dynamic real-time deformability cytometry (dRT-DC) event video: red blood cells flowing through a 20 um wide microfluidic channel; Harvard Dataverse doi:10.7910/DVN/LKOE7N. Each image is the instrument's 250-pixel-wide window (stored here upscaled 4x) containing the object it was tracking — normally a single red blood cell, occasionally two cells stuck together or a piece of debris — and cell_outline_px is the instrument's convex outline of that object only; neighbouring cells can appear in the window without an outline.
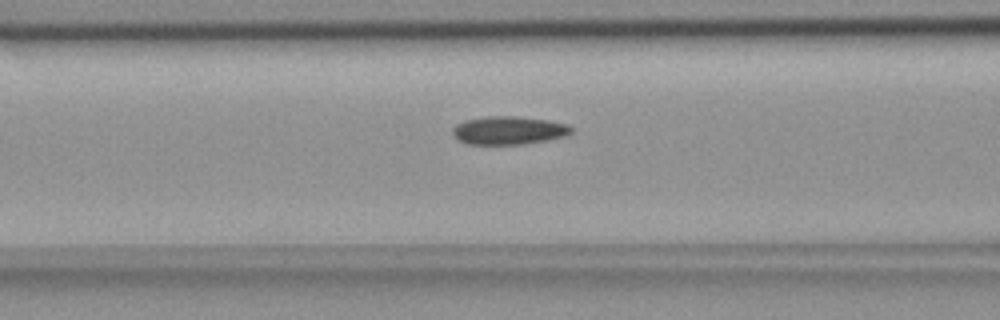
{"species": "common noctule bat (a hibernating species)", "species_latin": "Nyctalus noctula", "temperature_condition": "room temperature", "stored_images_in_passage": 38, "camera_frame_rate_fps": 3000, "um_per_image_px": 0.085, "animal": {"sex": "female", "body_mass_g": 18.4}, "frame": {"image": 1, "passage_image": 5, "time_ms": 1.333, "image_size_px": [1000, 320], "cell_outline_px": [[576, 132], [568, 136], [548, 140], [524, 144], [468, 144], [456, 140], [452, 132], [452, 128], [456, 124], [464, 120], [484, 116], [516, 116], [548, 120], [568, 124]], "centroid_in_image_um": [43.26, 11.08], "position_along_channel_um": 123.3, "area_um2": 19.94}}
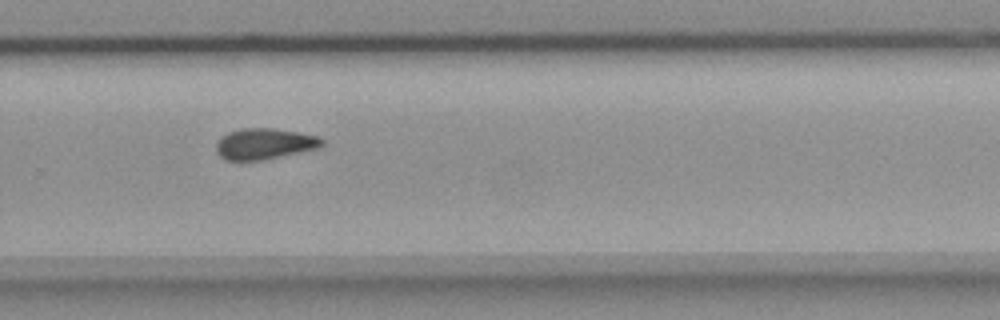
{"frame": {"image": 2, "passage_image": 20, "time_ms": 6.333, "image_size_px": [1000, 320], "cell_outline_px": [[324, 144], [320, 148], [264, 160], [228, 160], [220, 156], [216, 152], [216, 144], [220, 136], [228, 132], [240, 128], [272, 128], [320, 136], [324, 140]], "centroid_in_image_um": [22.49, 12.22], "position_along_channel_um": 307.3, "area_um2": 19.31}}
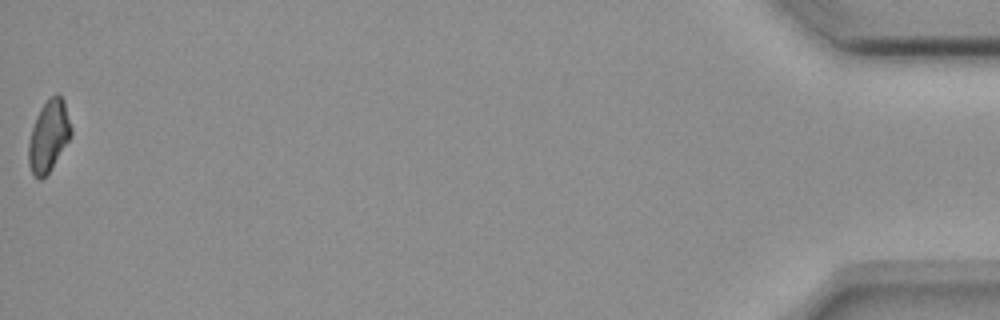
{"frame": {"image": 3, "passage_image": 38, "time_ms": 12.333, "image_size_px": [1000, 320], "cell_outline_px": [[72, 136], [48, 172], [40, 180], [32, 172], [28, 164], [28, 144], [32, 128], [36, 116], [40, 108], [56, 92], [60, 92], [64, 100], [72, 128]], "centroid_in_image_um": [4.15, 11.51], "position_along_channel_um": 431.0, "area_um2": 17.63}}